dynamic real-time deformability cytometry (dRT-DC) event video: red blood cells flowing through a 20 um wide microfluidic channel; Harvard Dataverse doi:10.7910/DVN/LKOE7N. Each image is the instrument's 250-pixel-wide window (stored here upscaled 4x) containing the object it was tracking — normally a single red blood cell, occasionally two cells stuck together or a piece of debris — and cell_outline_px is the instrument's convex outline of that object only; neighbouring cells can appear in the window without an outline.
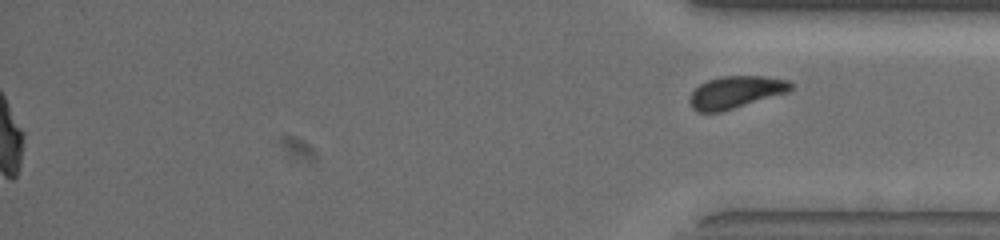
{"species": "common noctule bat (a hibernating species)", "species_latin": "Nyctalus noctula", "temperature_condition": "warm", "stored_images_in_passage": 59, "segment_of_instrument_passage": [2, 2], "camera_frame_rate_fps": 3000, "um_per_image_px": 0.085, "animal": {"sex": "female", "body_mass_g": 19.5, "forearm_length_mm": 54.1}, "frame": {"image": 1, "passage_image": 59, "time_ms": 19.333, "image_size_px": [1000, 240], "cell_outline_px": [[792, 88], [788, 92], [720, 112], [696, 112], [692, 108], [688, 100], [692, 92], [700, 84], [708, 80], [720, 76], [764, 76], [788, 80], [792, 84]], "centroid_in_image_um": [62.51, 7.83], "position_along_channel_um": 372.7, "area_um2": 18.9}}